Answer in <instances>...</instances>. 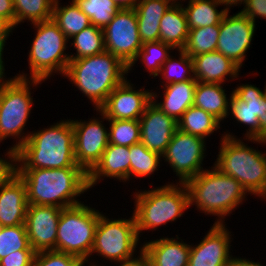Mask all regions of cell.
Returning a JSON list of instances; mask_svg holds the SVG:
<instances>
[{
    "label": "cell",
    "mask_w": 266,
    "mask_h": 266,
    "mask_svg": "<svg viewBox=\"0 0 266 266\" xmlns=\"http://www.w3.org/2000/svg\"><path fill=\"white\" fill-rule=\"evenodd\" d=\"M18 175L26 184L28 205L68 208L81 204L77 197L89 190L81 167L18 169Z\"/></svg>",
    "instance_id": "obj_1"
},
{
    "label": "cell",
    "mask_w": 266,
    "mask_h": 266,
    "mask_svg": "<svg viewBox=\"0 0 266 266\" xmlns=\"http://www.w3.org/2000/svg\"><path fill=\"white\" fill-rule=\"evenodd\" d=\"M80 167L74 157V130L71 119L60 120L42 130L30 131L18 148V169Z\"/></svg>",
    "instance_id": "obj_2"
},
{
    "label": "cell",
    "mask_w": 266,
    "mask_h": 266,
    "mask_svg": "<svg viewBox=\"0 0 266 266\" xmlns=\"http://www.w3.org/2000/svg\"><path fill=\"white\" fill-rule=\"evenodd\" d=\"M128 75V66L112 53L104 51L94 56L70 60L64 74L72 84L99 109L109 94Z\"/></svg>",
    "instance_id": "obj_3"
},
{
    "label": "cell",
    "mask_w": 266,
    "mask_h": 266,
    "mask_svg": "<svg viewBox=\"0 0 266 266\" xmlns=\"http://www.w3.org/2000/svg\"><path fill=\"white\" fill-rule=\"evenodd\" d=\"M184 184L188 191L189 206L195 205L201 213L219 217L214 224H225V217L249 195L235 178L225 175L214 165L211 170L205 168Z\"/></svg>",
    "instance_id": "obj_4"
},
{
    "label": "cell",
    "mask_w": 266,
    "mask_h": 266,
    "mask_svg": "<svg viewBox=\"0 0 266 266\" xmlns=\"http://www.w3.org/2000/svg\"><path fill=\"white\" fill-rule=\"evenodd\" d=\"M226 133V134H225ZM232 133L224 132L214 166L235 178L251 195L266 196V153L249 147Z\"/></svg>",
    "instance_id": "obj_5"
},
{
    "label": "cell",
    "mask_w": 266,
    "mask_h": 266,
    "mask_svg": "<svg viewBox=\"0 0 266 266\" xmlns=\"http://www.w3.org/2000/svg\"><path fill=\"white\" fill-rule=\"evenodd\" d=\"M138 236L144 230H157L159 226L183 217L189 209V196L184 183H171L151 190L133 192Z\"/></svg>",
    "instance_id": "obj_6"
},
{
    "label": "cell",
    "mask_w": 266,
    "mask_h": 266,
    "mask_svg": "<svg viewBox=\"0 0 266 266\" xmlns=\"http://www.w3.org/2000/svg\"><path fill=\"white\" fill-rule=\"evenodd\" d=\"M31 25L36 34L28 52L30 75L22 72L17 74V77L39 79L44 82L55 73L64 76L70 61V55L65 51L70 40L52 19Z\"/></svg>",
    "instance_id": "obj_7"
},
{
    "label": "cell",
    "mask_w": 266,
    "mask_h": 266,
    "mask_svg": "<svg viewBox=\"0 0 266 266\" xmlns=\"http://www.w3.org/2000/svg\"><path fill=\"white\" fill-rule=\"evenodd\" d=\"M42 83V80L39 79L29 80V78H20L16 75L13 78L2 80L0 143L9 137L15 138L16 143L13 147L18 149L28 139L30 132L25 134L23 130H25L33 106L30 90Z\"/></svg>",
    "instance_id": "obj_8"
},
{
    "label": "cell",
    "mask_w": 266,
    "mask_h": 266,
    "mask_svg": "<svg viewBox=\"0 0 266 266\" xmlns=\"http://www.w3.org/2000/svg\"><path fill=\"white\" fill-rule=\"evenodd\" d=\"M81 204L62 208L57 226L56 251L89 263L100 211Z\"/></svg>",
    "instance_id": "obj_9"
},
{
    "label": "cell",
    "mask_w": 266,
    "mask_h": 266,
    "mask_svg": "<svg viewBox=\"0 0 266 266\" xmlns=\"http://www.w3.org/2000/svg\"><path fill=\"white\" fill-rule=\"evenodd\" d=\"M110 219L100 212L90 257L96 253L103 260L117 264L133 258L141 239L134 214L129 219Z\"/></svg>",
    "instance_id": "obj_10"
},
{
    "label": "cell",
    "mask_w": 266,
    "mask_h": 266,
    "mask_svg": "<svg viewBox=\"0 0 266 266\" xmlns=\"http://www.w3.org/2000/svg\"><path fill=\"white\" fill-rule=\"evenodd\" d=\"M100 117L85 120H71L74 130V157L78 166L87 174L100 161L109 144L108 128L104 126L105 115L96 109ZM107 128V129H106Z\"/></svg>",
    "instance_id": "obj_11"
},
{
    "label": "cell",
    "mask_w": 266,
    "mask_h": 266,
    "mask_svg": "<svg viewBox=\"0 0 266 266\" xmlns=\"http://www.w3.org/2000/svg\"><path fill=\"white\" fill-rule=\"evenodd\" d=\"M206 141L200 137L176 130L162 158L175 172L179 183L197 176L203 169Z\"/></svg>",
    "instance_id": "obj_12"
},
{
    "label": "cell",
    "mask_w": 266,
    "mask_h": 266,
    "mask_svg": "<svg viewBox=\"0 0 266 266\" xmlns=\"http://www.w3.org/2000/svg\"><path fill=\"white\" fill-rule=\"evenodd\" d=\"M103 34L105 50L129 67L142 48L135 9L121 8Z\"/></svg>",
    "instance_id": "obj_13"
},
{
    "label": "cell",
    "mask_w": 266,
    "mask_h": 266,
    "mask_svg": "<svg viewBox=\"0 0 266 266\" xmlns=\"http://www.w3.org/2000/svg\"><path fill=\"white\" fill-rule=\"evenodd\" d=\"M230 95L228 117L231 114L237 123L244 124L246 133L244 140L256 144L266 145V141L260 140L259 117L266 113L264 91L252 84H238Z\"/></svg>",
    "instance_id": "obj_14"
},
{
    "label": "cell",
    "mask_w": 266,
    "mask_h": 266,
    "mask_svg": "<svg viewBox=\"0 0 266 266\" xmlns=\"http://www.w3.org/2000/svg\"><path fill=\"white\" fill-rule=\"evenodd\" d=\"M229 15L230 12L227 11L221 20L216 51L221 52L241 69L257 24L240 11Z\"/></svg>",
    "instance_id": "obj_15"
},
{
    "label": "cell",
    "mask_w": 266,
    "mask_h": 266,
    "mask_svg": "<svg viewBox=\"0 0 266 266\" xmlns=\"http://www.w3.org/2000/svg\"><path fill=\"white\" fill-rule=\"evenodd\" d=\"M129 81L126 79L117 86L99 108L108 120H139L152 102L151 90H136Z\"/></svg>",
    "instance_id": "obj_16"
},
{
    "label": "cell",
    "mask_w": 266,
    "mask_h": 266,
    "mask_svg": "<svg viewBox=\"0 0 266 266\" xmlns=\"http://www.w3.org/2000/svg\"><path fill=\"white\" fill-rule=\"evenodd\" d=\"M62 208L28 205L25 226L30 246L35 252L56 250L57 226Z\"/></svg>",
    "instance_id": "obj_17"
},
{
    "label": "cell",
    "mask_w": 266,
    "mask_h": 266,
    "mask_svg": "<svg viewBox=\"0 0 266 266\" xmlns=\"http://www.w3.org/2000/svg\"><path fill=\"white\" fill-rule=\"evenodd\" d=\"M226 224H213L199 244L190 245L188 266H229L231 233Z\"/></svg>",
    "instance_id": "obj_18"
},
{
    "label": "cell",
    "mask_w": 266,
    "mask_h": 266,
    "mask_svg": "<svg viewBox=\"0 0 266 266\" xmlns=\"http://www.w3.org/2000/svg\"><path fill=\"white\" fill-rule=\"evenodd\" d=\"M139 121L140 142L162 156L177 130V121L157 107L153 101L146 107Z\"/></svg>",
    "instance_id": "obj_19"
},
{
    "label": "cell",
    "mask_w": 266,
    "mask_h": 266,
    "mask_svg": "<svg viewBox=\"0 0 266 266\" xmlns=\"http://www.w3.org/2000/svg\"><path fill=\"white\" fill-rule=\"evenodd\" d=\"M27 207L26 184L19 175L0 185V227L25 224Z\"/></svg>",
    "instance_id": "obj_20"
},
{
    "label": "cell",
    "mask_w": 266,
    "mask_h": 266,
    "mask_svg": "<svg viewBox=\"0 0 266 266\" xmlns=\"http://www.w3.org/2000/svg\"><path fill=\"white\" fill-rule=\"evenodd\" d=\"M130 151L128 146L108 144L100 161L88 173L89 189L105 177L115 178L121 182L129 181ZM104 177V178H102Z\"/></svg>",
    "instance_id": "obj_21"
},
{
    "label": "cell",
    "mask_w": 266,
    "mask_h": 266,
    "mask_svg": "<svg viewBox=\"0 0 266 266\" xmlns=\"http://www.w3.org/2000/svg\"><path fill=\"white\" fill-rule=\"evenodd\" d=\"M192 61L196 81L224 84L228 77L230 81L239 77L240 68L221 52L202 53L192 57Z\"/></svg>",
    "instance_id": "obj_22"
},
{
    "label": "cell",
    "mask_w": 266,
    "mask_h": 266,
    "mask_svg": "<svg viewBox=\"0 0 266 266\" xmlns=\"http://www.w3.org/2000/svg\"><path fill=\"white\" fill-rule=\"evenodd\" d=\"M176 238L161 237L143 243L150 266H188L190 245L179 240L178 235Z\"/></svg>",
    "instance_id": "obj_23"
},
{
    "label": "cell",
    "mask_w": 266,
    "mask_h": 266,
    "mask_svg": "<svg viewBox=\"0 0 266 266\" xmlns=\"http://www.w3.org/2000/svg\"><path fill=\"white\" fill-rule=\"evenodd\" d=\"M197 85L195 79L170 83L163 88V101L157 100V92H152V101L167 115L178 121L182 114L194 104V92Z\"/></svg>",
    "instance_id": "obj_24"
},
{
    "label": "cell",
    "mask_w": 266,
    "mask_h": 266,
    "mask_svg": "<svg viewBox=\"0 0 266 266\" xmlns=\"http://www.w3.org/2000/svg\"><path fill=\"white\" fill-rule=\"evenodd\" d=\"M170 6L165 0H141L137 4L135 13L142 44L160 40V21Z\"/></svg>",
    "instance_id": "obj_25"
},
{
    "label": "cell",
    "mask_w": 266,
    "mask_h": 266,
    "mask_svg": "<svg viewBox=\"0 0 266 266\" xmlns=\"http://www.w3.org/2000/svg\"><path fill=\"white\" fill-rule=\"evenodd\" d=\"M218 83H202L197 81L194 92V106L202 108L214 116L220 123L228 118L229 101L226 89Z\"/></svg>",
    "instance_id": "obj_26"
},
{
    "label": "cell",
    "mask_w": 266,
    "mask_h": 266,
    "mask_svg": "<svg viewBox=\"0 0 266 266\" xmlns=\"http://www.w3.org/2000/svg\"><path fill=\"white\" fill-rule=\"evenodd\" d=\"M188 33L189 28L183 6L171 5L160 21V41L171 45L175 50L183 49Z\"/></svg>",
    "instance_id": "obj_27"
},
{
    "label": "cell",
    "mask_w": 266,
    "mask_h": 266,
    "mask_svg": "<svg viewBox=\"0 0 266 266\" xmlns=\"http://www.w3.org/2000/svg\"><path fill=\"white\" fill-rule=\"evenodd\" d=\"M220 5L219 0H190L187 7L183 5L188 28L220 25L227 12L225 9L219 11L217 8Z\"/></svg>",
    "instance_id": "obj_28"
},
{
    "label": "cell",
    "mask_w": 266,
    "mask_h": 266,
    "mask_svg": "<svg viewBox=\"0 0 266 266\" xmlns=\"http://www.w3.org/2000/svg\"><path fill=\"white\" fill-rule=\"evenodd\" d=\"M220 122L202 108L192 105L177 121V129L206 140L220 128Z\"/></svg>",
    "instance_id": "obj_29"
},
{
    "label": "cell",
    "mask_w": 266,
    "mask_h": 266,
    "mask_svg": "<svg viewBox=\"0 0 266 266\" xmlns=\"http://www.w3.org/2000/svg\"><path fill=\"white\" fill-rule=\"evenodd\" d=\"M55 0L52 20L58 25L60 31L70 40L75 34L80 33L91 25L89 17L80 10L72 0L70 5L60 6Z\"/></svg>",
    "instance_id": "obj_30"
},
{
    "label": "cell",
    "mask_w": 266,
    "mask_h": 266,
    "mask_svg": "<svg viewBox=\"0 0 266 266\" xmlns=\"http://www.w3.org/2000/svg\"><path fill=\"white\" fill-rule=\"evenodd\" d=\"M175 50L171 45L165 44L162 41L147 42L142 44L135 61L128 67V73L133 69L134 64L141 59L140 62L144 64L145 70L151 77L159 76L161 67Z\"/></svg>",
    "instance_id": "obj_31"
},
{
    "label": "cell",
    "mask_w": 266,
    "mask_h": 266,
    "mask_svg": "<svg viewBox=\"0 0 266 266\" xmlns=\"http://www.w3.org/2000/svg\"><path fill=\"white\" fill-rule=\"evenodd\" d=\"M70 39H73L70 43L76 50V53L70 54V60L94 56L105 51L103 29L94 25H90Z\"/></svg>",
    "instance_id": "obj_32"
},
{
    "label": "cell",
    "mask_w": 266,
    "mask_h": 266,
    "mask_svg": "<svg viewBox=\"0 0 266 266\" xmlns=\"http://www.w3.org/2000/svg\"><path fill=\"white\" fill-rule=\"evenodd\" d=\"M15 27L25 21L31 24L52 19L55 0H13Z\"/></svg>",
    "instance_id": "obj_33"
},
{
    "label": "cell",
    "mask_w": 266,
    "mask_h": 266,
    "mask_svg": "<svg viewBox=\"0 0 266 266\" xmlns=\"http://www.w3.org/2000/svg\"><path fill=\"white\" fill-rule=\"evenodd\" d=\"M129 151L131 160L129 181L132 179V176H135V178H145L158 170L157 168L160 166V161H162V156L159 153L149 150L141 142L131 145Z\"/></svg>",
    "instance_id": "obj_34"
},
{
    "label": "cell",
    "mask_w": 266,
    "mask_h": 266,
    "mask_svg": "<svg viewBox=\"0 0 266 266\" xmlns=\"http://www.w3.org/2000/svg\"><path fill=\"white\" fill-rule=\"evenodd\" d=\"M219 33L220 25L189 29L183 50L191 58L202 53L214 52L217 49Z\"/></svg>",
    "instance_id": "obj_35"
},
{
    "label": "cell",
    "mask_w": 266,
    "mask_h": 266,
    "mask_svg": "<svg viewBox=\"0 0 266 266\" xmlns=\"http://www.w3.org/2000/svg\"><path fill=\"white\" fill-rule=\"evenodd\" d=\"M177 51L178 59L170 55L161 67L159 74L163 82H160L164 83L161 86L195 79L192 58L183 49Z\"/></svg>",
    "instance_id": "obj_36"
},
{
    "label": "cell",
    "mask_w": 266,
    "mask_h": 266,
    "mask_svg": "<svg viewBox=\"0 0 266 266\" xmlns=\"http://www.w3.org/2000/svg\"><path fill=\"white\" fill-rule=\"evenodd\" d=\"M90 19L91 25L104 29L120 10L113 0H73Z\"/></svg>",
    "instance_id": "obj_37"
},
{
    "label": "cell",
    "mask_w": 266,
    "mask_h": 266,
    "mask_svg": "<svg viewBox=\"0 0 266 266\" xmlns=\"http://www.w3.org/2000/svg\"><path fill=\"white\" fill-rule=\"evenodd\" d=\"M105 120L109 122V144L130 147L140 143L139 120Z\"/></svg>",
    "instance_id": "obj_38"
},
{
    "label": "cell",
    "mask_w": 266,
    "mask_h": 266,
    "mask_svg": "<svg viewBox=\"0 0 266 266\" xmlns=\"http://www.w3.org/2000/svg\"><path fill=\"white\" fill-rule=\"evenodd\" d=\"M16 250H33L28 241L25 224L0 227V259Z\"/></svg>",
    "instance_id": "obj_39"
},
{
    "label": "cell",
    "mask_w": 266,
    "mask_h": 266,
    "mask_svg": "<svg viewBox=\"0 0 266 266\" xmlns=\"http://www.w3.org/2000/svg\"><path fill=\"white\" fill-rule=\"evenodd\" d=\"M32 266H85L80 258L56 250L36 252Z\"/></svg>",
    "instance_id": "obj_40"
},
{
    "label": "cell",
    "mask_w": 266,
    "mask_h": 266,
    "mask_svg": "<svg viewBox=\"0 0 266 266\" xmlns=\"http://www.w3.org/2000/svg\"><path fill=\"white\" fill-rule=\"evenodd\" d=\"M6 152L5 158L0 157V185L10 182L18 175V149L10 146Z\"/></svg>",
    "instance_id": "obj_41"
},
{
    "label": "cell",
    "mask_w": 266,
    "mask_h": 266,
    "mask_svg": "<svg viewBox=\"0 0 266 266\" xmlns=\"http://www.w3.org/2000/svg\"><path fill=\"white\" fill-rule=\"evenodd\" d=\"M34 250H16L0 259V266H32Z\"/></svg>",
    "instance_id": "obj_42"
},
{
    "label": "cell",
    "mask_w": 266,
    "mask_h": 266,
    "mask_svg": "<svg viewBox=\"0 0 266 266\" xmlns=\"http://www.w3.org/2000/svg\"><path fill=\"white\" fill-rule=\"evenodd\" d=\"M240 12L256 24L257 17L266 19V0H247Z\"/></svg>",
    "instance_id": "obj_43"
},
{
    "label": "cell",
    "mask_w": 266,
    "mask_h": 266,
    "mask_svg": "<svg viewBox=\"0 0 266 266\" xmlns=\"http://www.w3.org/2000/svg\"><path fill=\"white\" fill-rule=\"evenodd\" d=\"M139 255L136 257H133L131 259L128 260H123L121 262L118 263L119 266H150V262L148 260V257L146 255V253L142 250V246H140V250H139ZM96 262H92L90 261V263H88V266H99V264H95ZM104 266V265H103Z\"/></svg>",
    "instance_id": "obj_44"
},
{
    "label": "cell",
    "mask_w": 266,
    "mask_h": 266,
    "mask_svg": "<svg viewBox=\"0 0 266 266\" xmlns=\"http://www.w3.org/2000/svg\"><path fill=\"white\" fill-rule=\"evenodd\" d=\"M0 16L6 18L15 27V9L13 0H0Z\"/></svg>",
    "instance_id": "obj_45"
},
{
    "label": "cell",
    "mask_w": 266,
    "mask_h": 266,
    "mask_svg": "<svg viewBox=\"0 0 266 266\" xmlns=\"http://www.w3.org/2000/svg\"><path fill=\"white\" fill-rule=\"evenodd\" d=\"M15 27L4 17L0 16V44L5 47L6 40Z\"/></svg>",
    "instance_id": "obj_46"
},
{
    "label": "cell",
    "mask_w": 266,
    "mask_h": 266,
    "mask_svg": "<svg viewBox=\"0 0 266 266\" xmlns=\"http://www.w3.org/2000/svg\"><path fill=\"white\" fill-rule=\"evenodd\" d=\"M229 266H263V265L259 262H254V260L251 261L243 257L241 258V257L232 256Z\"/></svg>",
    "instance_id": "obj_47"
},
{
    "label": "cell",
    "mask_w": 266,
    "mask_h": 266,
    "mask_svg": "<svg viewBox=\"0 0 266 266\" xmlns=\"http://www.w3.org/2000/svg\"><path fill=\"white\" fill-rule=\"evenodd\" d=\"M117 6L121 8H126V9H135L137 4L141 0H113Z\"/></svg>",
    "instance_id": "obj_48"
},
{
    "label": "cell",
    "mask_w": 266,
    "mask_h": 266,
    "mask_svg": "<svg viewBox=\"0 0 266 266\" xmlns=\"http://www.w3.org/2000/svg\"><path fill=\"white\" fill-rule=\"evenodd\" d=\"M264 99L266 102V86L264 89ZM260 123V140L266 141V113L259 117Z\"/></svg>",
    "instance_id": "obj_49"
},
{
    "label": "cell",
    "mask_w": 266,
    "mask_h": 266,
    "mask_svg": "<svg viewBox=\"0 0 266 266\" xmlns=\"http://www.w3.org/2000/svg\"><path fill=\"white\" fill-rule=\"evenodd\" d=\"M220 3L222 4V6L224 5V9L226 11H230V7H234L235 6H239L241 4H243V6L245 5L247 0H219Z\"/></svg>",
    "instance_id": "obj_50"
},
{
    "label": "cell",
    "mask_w": 266,
    "mask_h": 266,
    "mask_svg": "<svg viewBox=\"0 0 266 266\" xmlns=\"http://www.w3.org/2000/svg\"><path fill=\"white\" fill-rule=\"evenodd\" d=\"M4 46L0 44V80H6L5 77V63L3 62V51H4ZM5 77V78H4Z\"/></svg>",
    "instance_id": "obj_51"
},
{
    "label": "cell",
    "mask_w": 266,
    "mask_h": 266,
    "mask_svg": "<svg viewBox=\"0 0 266 266\" xmlns=\"http://www.w3.org/2000/svg\"><path fill=\"white\" fill-rule=\"evenodd\" d=\"M165 1L169 2L173 6H183L182 1L186 2L185 0H182V1L181 0H165ZM189 1L190 0H188V2Z\"/></svg>",
    "instance_id": "obj_52"
},
{
    "label": "cell",
    "mask_w": 266,
    "mask_h": 266,
    "mask_svg": "<svg viewBox=\"0 0 266 266\" xmlns=\"http://www.w3.org/2000/svg\"><path fill=\"white\" fill-rule=\"evenodd\" d=\"M1 96H2V80H0V101H1Z\"/></svg>",
    "instance_id": "obj_53"
}]
</instances>
